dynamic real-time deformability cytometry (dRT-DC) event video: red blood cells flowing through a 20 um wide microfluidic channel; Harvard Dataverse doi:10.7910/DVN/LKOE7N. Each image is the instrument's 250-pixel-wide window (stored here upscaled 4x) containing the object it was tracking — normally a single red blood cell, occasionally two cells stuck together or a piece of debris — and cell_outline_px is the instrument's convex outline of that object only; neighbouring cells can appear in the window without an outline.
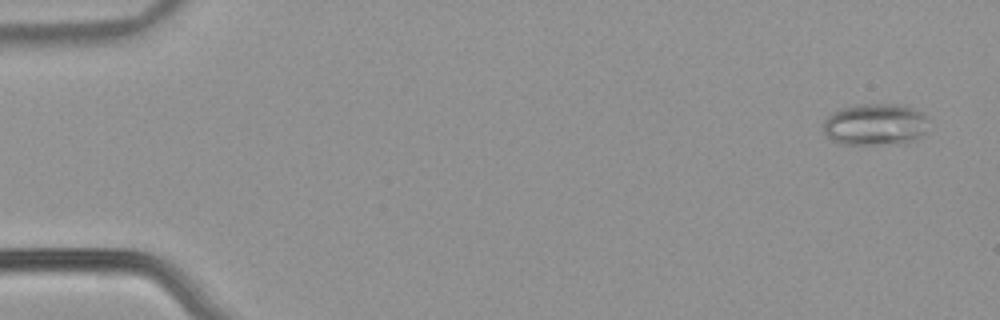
{"species": "common noctule bat (a hibernating species)", "species_latin": "Nyctalus noctula", "temperature_condition": "warm", "stored_images_in_passage": 55, "camera_frame_rate_fps": 3000, "um_per_image_px": 0.085, "animal": {"sex": "male", "body_mass_g": 21.5, "forearm_length_mm": 52.0}, "frame": {"image": 1, "passage_image": 3, "time_ms": 0.667, "image_size_px": [1000, 320], "cell_outline_px": [[928, 120], [924, 132], [920, 136], [904, 144], [840, 144], [832, 140], [824, 132], [824, 120], [832, 112], [844, 108], [860, 104], [904, 104], [924, 112]], "centroid_in_image_um": [74.42, 10.57], "position_along_channel_um": 10.6, "area_um2": 25.84}}
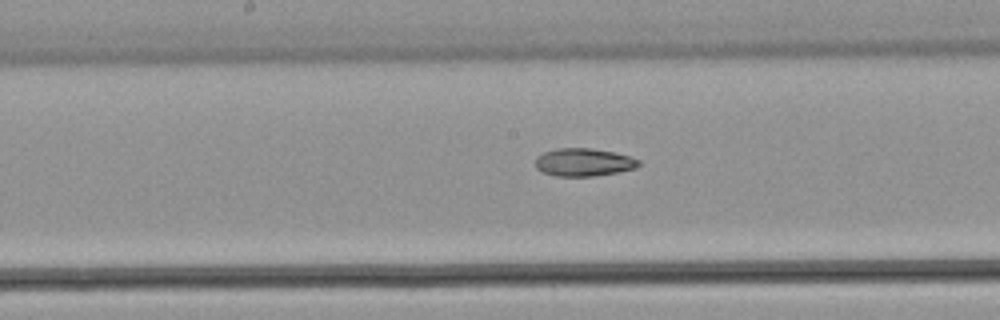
{"frame": {"image": 2, "passage_image": 29, "time_ms": 9.333, "image_size_px": [1000, 320], "cell_outline_px": [[640, 164], [636, 168], [596, 176], [556, 176], [544, 172], [536, 168], [536, 156], [544, 152], [556, 148], [592, 148], [616, 152], [632, 156], [640, 160]], "centroid_in_image_um": [49.64, 13.78], "position_along_channel_um": 198.6, "area_um2": 16.94}}
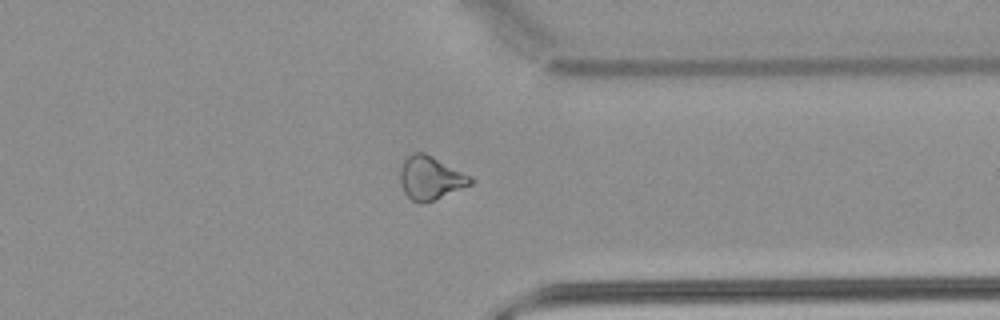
{"frame": {"image": 3, "passage_image": 43, "time_ms": 14.0, "image_size_px": [1000, 320], "cell_outline_px": [[476, 180], [472, 184], [432, 200], [420, 204], [412, 200], [404, 192], [400, 184], [400, 168], [404, 160], [412, 152], [424, 152], [472, 176]], "centroid_in_image_um": [36.59, 15.11], "position_along_channel_um": 374.8, "area_um2": 17.74}, "authors_computed_cell_mechanics": {"area_um2": 19.8254, "velocity_mm_per_s": 3.8358, "shape_relaxation_time_tau1_ms": null, "shape_relaxation_time_tau2_ms": 7.202, "deformation_change_tau1": null, "deformation_change_tau2": 0.1526}}